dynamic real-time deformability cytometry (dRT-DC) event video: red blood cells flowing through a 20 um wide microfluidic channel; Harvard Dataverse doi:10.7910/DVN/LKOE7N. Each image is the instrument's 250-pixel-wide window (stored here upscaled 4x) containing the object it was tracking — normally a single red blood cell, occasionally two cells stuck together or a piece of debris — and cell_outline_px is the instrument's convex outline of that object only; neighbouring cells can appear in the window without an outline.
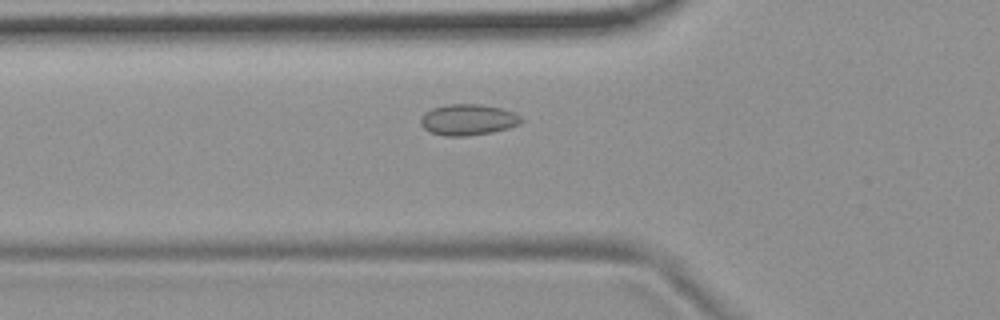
{"species": "common noctule bat (a hibernating species)", "species_latin": "Nyctalus noctula", "temperature_condition": "room temperature", "stored_images_in_passage": 35, "camera_frame_rate_fps": 3000, "um_per_image_px": 0.085, "animal": {"sex": "female", "body_mass_g": 19.9}, "frame": {"image": 1, "passage_image": 6, "time_ms": 1.667, "image_size_px": [1000, 320], "cell_outline_px": [[524, 120], [520, 124], [508, 128], [492, 132], [464, 136], [444, 136], [432, 132], [424, 128], [420, 124], [420, 120], [424, 112], [432, 108], [448, 104], [480, 104], [500, 108], [512, 112], [520, 116]], "centroid_in_image_um": [39.77, 10.17], "position_along_channel_um": 86.0, "area_um2": 18.15}}
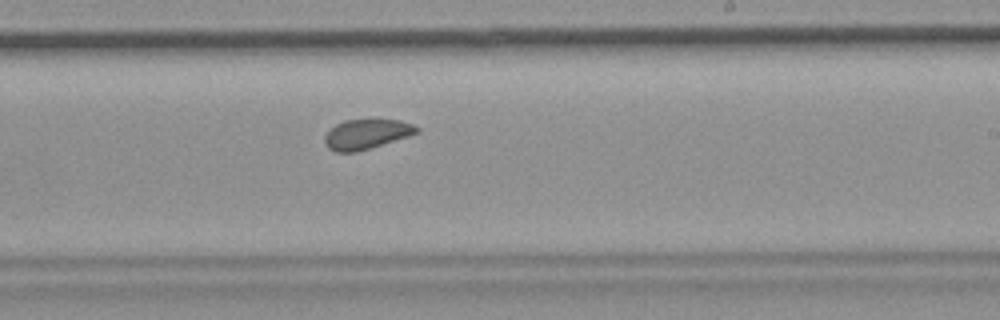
{"frame": {"image": 2, "passage_image": 20, "time_ms": 6.333, "image_size_px": [1000, 320], "cell_outline_px": [[420, 132], [408, 136], [356, 152], [336, 152], [328, 148], [324, 144], [324, 136], [336, 124], [344, 120], [400, 120], [412, 124], [420, 128]], "centroid_in_image_um": [31.14, 11.4], "position_along_channel_um": 257.9, "area_um2": 15.84}}
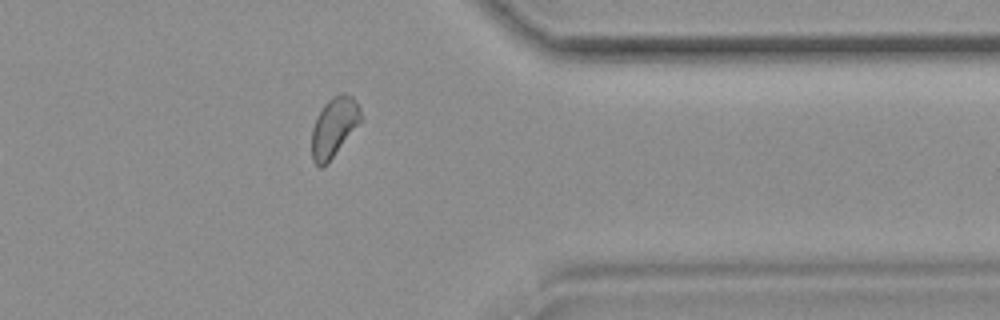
{"frame": {"image": 3, "passage_image": 31, "time_ms": 10.0, "image_size_px": [1000, 320], "cell_outline_px": [[360, 120], [332, 156], [320, 168], [312, 160], [312, 128], [316, 116], [324, 104], [332, 96], [340, 92], [344, 92], [352, 96], [360, 108]], "centroid_in_image_um": [28.34, 10.73], "position_along_channel_um": 383.1, "area_um2": 16.36}, "authors_computed_cell_mechanics": {"area_um2": 16.8776, "velocity_mm_per_s": 3.6839, "shape_relaxation_time_tau1_ms": null, "shape_relaxation_time_tau2_ms": 2.2562, "deformation_change_tau1": null, "deformation_change_tau2": 0.0497}}